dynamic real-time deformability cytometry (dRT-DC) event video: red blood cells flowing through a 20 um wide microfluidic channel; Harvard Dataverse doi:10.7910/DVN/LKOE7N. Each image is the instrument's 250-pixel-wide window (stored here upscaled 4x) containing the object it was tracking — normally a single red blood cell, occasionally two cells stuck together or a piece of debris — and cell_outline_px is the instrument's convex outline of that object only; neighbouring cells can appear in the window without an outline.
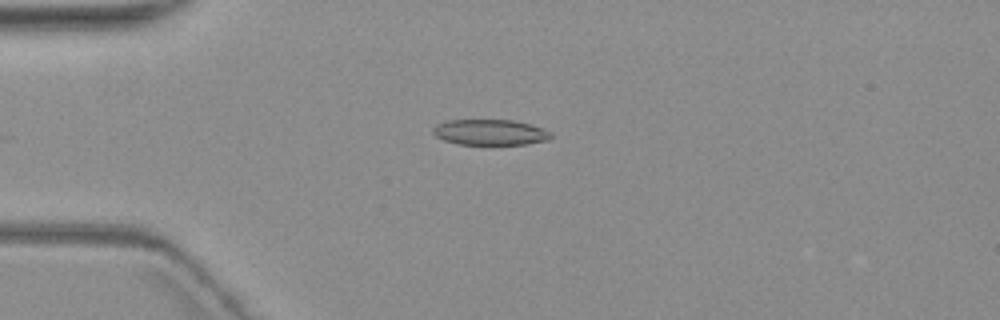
{"species": "common noctule bat (a hibernating species)", "species_latin": "Nyctalus noctula", "temperature_condition": "warm", "stored_images_in_passage": 4, "camera_frame_rate_fps": 3000, "um_per_image_px": 0.085, "animal": {"sex": "female", "body_mass_g": 19.3, "forearm_length_mm": 54.1}, "frame": {"image": 1, "passage_image": 3, "time_ms": 3.667, "image_size_px": [1000, 320], "cell_outline_px": [[552, 136], [548, 140], [524, 144], [488, 148], [456, 144], [444, 140], [436, 136], [432, 132], [432, 128], [436, 124], [448, 120], [512, 120], [532, 124], [552, 132]], "centroid_in_image_um": [41.65, 11.29], "position_along_channel_um": 43.3, "area_um2": 18.67}}